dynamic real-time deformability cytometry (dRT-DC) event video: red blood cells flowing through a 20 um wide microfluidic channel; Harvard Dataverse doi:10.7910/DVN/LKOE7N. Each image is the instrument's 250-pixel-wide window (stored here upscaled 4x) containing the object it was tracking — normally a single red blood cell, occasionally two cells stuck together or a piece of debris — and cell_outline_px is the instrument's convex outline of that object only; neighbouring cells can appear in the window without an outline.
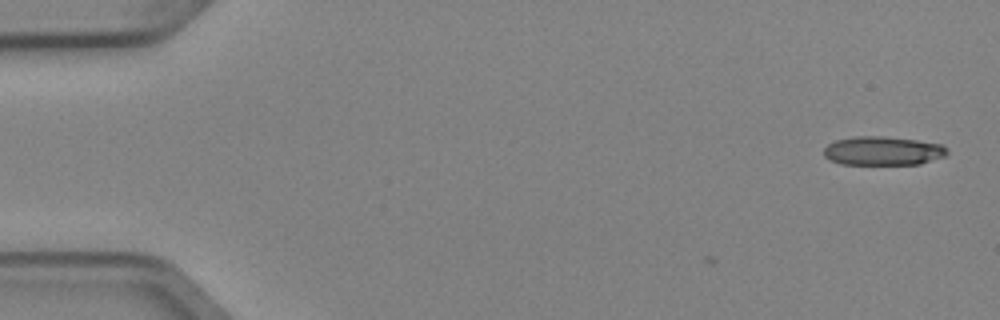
{"species": "Egyptian fruit bat (a non-hibernating species)", "species_latin": "Rousettus aegyptiacus", "temperature_condition": "cold", "stored_images_in_passage": 7, "camera_frame_rate_fps": 3000, "um_per_image_px": 0.085, "animal": {"sex": "female"}, "frame": {"image": 1, "passage_image": 1, "time_ms": 0.0, "image_size_px": [1000, 320], "cell_outline_px": [[948, 152], [944, 156], [920, 164], [840, 164], [824, 156], [824, 148], [828, 144], [836, 140], [856, 136], [880, 136], [916, 140], [940, 144], [948, 148]], "centroid_in_image_um": [75.04, 12.82], "position_along_channel_um": 10.0, "area_um2": 20.58}}
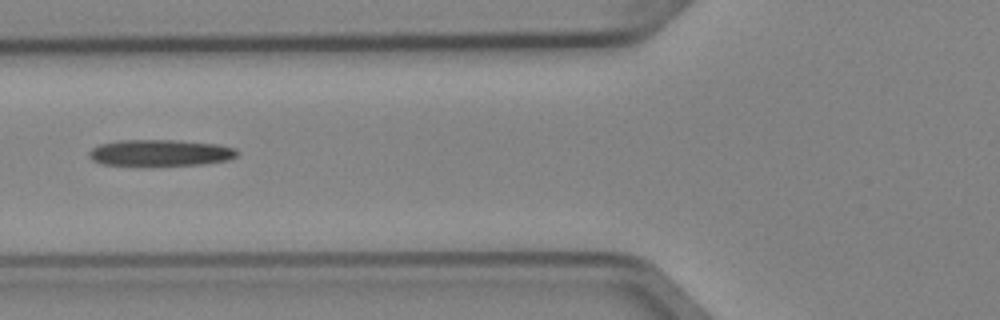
{"frame": {"image": 2, "passage_image": 6, "time_ms": 1.667, "image_size_px": [1000, 320], "cell_outline_px": [[240, 152], [236, 156], [228, 160], [204, 164], [100, 164], [92, 160], [88, 156], [88, 152], [92, 148], [100, 144], [120, 140], [180, 140], [216, 144], [236, 148]], "centroid_in_image_um": [13.64, 12.96], "position_along_channel_um": 112.2, "area_um2": 22.48}}
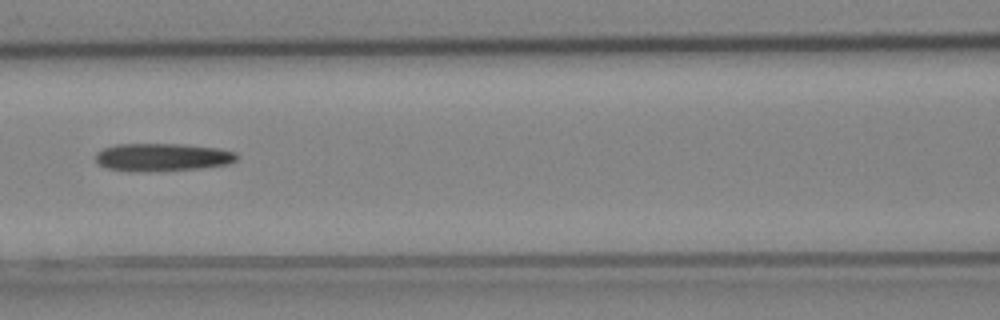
{"frame": {"image": 3, "passage_image": 7, "time_ms": 2.0, "image_size_px": [1000, 320], "cell_outline_px": [[240, 156], [236, 160], [228, 164], [204, 168], [108, 168], [100, 164], [96, 160], [96, 152], [104, 148], [116, 144], [184, 144], [216, 148], [236, 152]], "centroid_in_image_um": [13.9, 13.29], "position_along_channel_um": 152.7, "area_um2": 21.56}}